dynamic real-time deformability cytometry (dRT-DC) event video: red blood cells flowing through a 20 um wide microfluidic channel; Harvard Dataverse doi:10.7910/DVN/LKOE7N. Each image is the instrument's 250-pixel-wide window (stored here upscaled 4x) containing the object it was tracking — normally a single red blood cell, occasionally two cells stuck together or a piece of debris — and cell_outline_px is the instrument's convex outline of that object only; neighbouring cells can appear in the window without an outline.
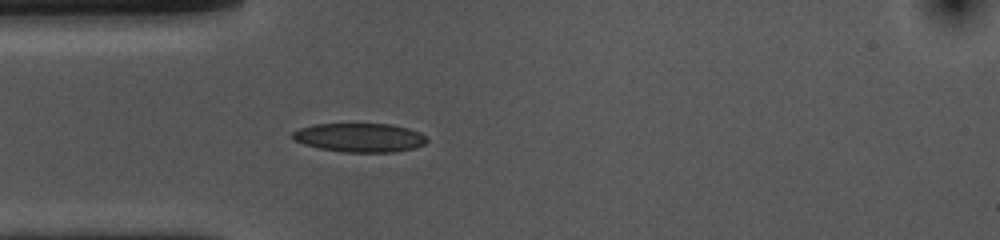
{"species": "common noctule bat (a hibernating species)", "species_latin": "Nyctalus noctula", "temperature_condition": "cold", "stored_images_in_passage": 40, "camera_frame_rate_fps": 3000, "um_per_image_px": 0.085, "animal": {"sex": "female", "body_mass_g": 10.0, "forearm_length_mm": 53.1}, "frame": {"image": 1, "passage_image": 1, "time_ms": 0.0, "image_size_px": [1000, 240], "cell_outline_px": [[428, 140], [424, 144], [416, 148], [396, 152], [344, 152], [320, 148], [304, 144], [296, 140], [292, 136], [292, 132], [300, 128], [312, 124], [392, 124], [408, 128], [420, 132], [428, 136]], "centroid_in_image_um": [30.63, 11.69], "position_along_channel_um": 54.4, "area_um2": 22.72}}
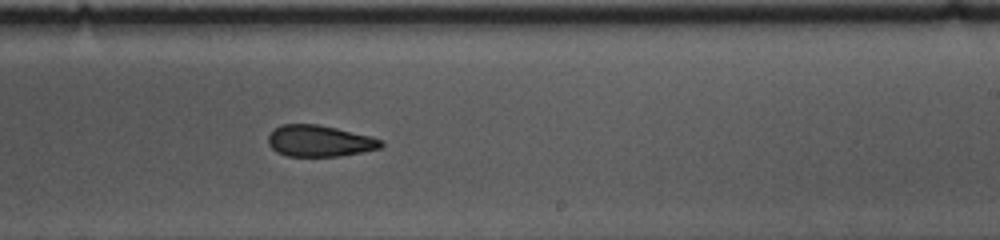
{"frame": {"image": 2, "passage_image": 18, "time_ms": 5.667, "image_size_px": [1000, 240], "cell_outline_px": [[384, 144], [380, 148], [340, 156], [288, 156], [276, 152], [268, 144], [268, 136], [272, 128], [280, 124], [316, 124], [336, 128], [372, 136], [384, 140]], "centroid_in_image_um": [27.14, 11.97], "position_along_channel_um": 261.9, "area_um2": 20.81}}
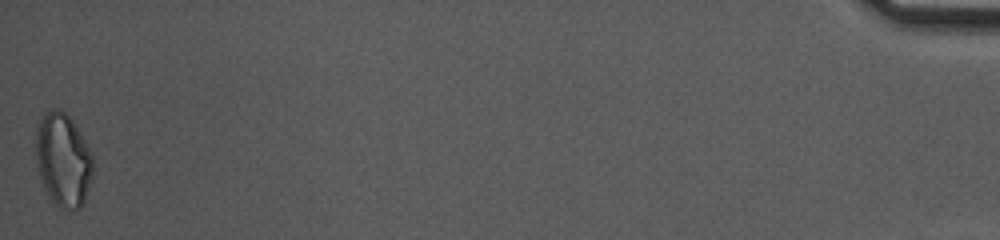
{"frame": {"image": 3, "passage_image": 40, "time_ms": 13.0, "image_size_px": [1000, 240], "cell_outline_px": [[92, 176], [84, 200], [80, 208], [60, 208], [48, 196], [44, 188], [40, 176], [36, 156], [36, 132], [40, 120], [52, 108], [60, 108], [72, 120], [92, 152]], "centroid_in_image_um": [5.37, 13.58], "position_along_channel_um": 429.8, "area_um2": 30.63}, "authors_computed_cell_mechanics": {"area_um2": 22.0796, "velocity_mm_per_s": 3.7027, "shape_relaxation_time_tau1_ms": 4.0549, "shape_relaxation_time_tau2_ms": 3.8367, "deformation_change_tau1": 0.1053, "deformation_change_tau2": 0.1046}}